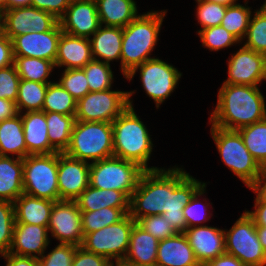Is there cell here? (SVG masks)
I'll use <instances>...</instances> for the list:
<instances>
[{"mask_svg":"<svg viewBox=\"0 0 266 266\" xmlns=\"http://www.w3.org/2000/svg\"><path fill=\"white\" fill-rule=\"evenodd\" d=\"M206 183L181 168L146 170L130 197L129 215L137 221L150 215H163L177 233L187 229L183 209Z\"/></svg>","mask_w":266,"mask_h":266,"instance_id":"6da1fadb","label":"cell"},{"mask_svg":"<svg viewBox=\"0 0 266 266\" xmlns=\"http://www.w3.org/2000/svg\"><path fill=\"white\" fill-rule=\"evenodd\" d=\"M217 101L210 116L213 126L239 130L266 118L265 100L258 86L223 83Z\"/></svg>","mask_w":266,"mask_h":266,"instance_id":"7a4b0ae2","label":"cell"},{"mask_svg":"<svg viewBox=\"0 0 266 266\" xmlns=\"http://www.w3.org/2000/svg\"><path fill=\"white\" fill-rule=\"evenodd\" d=\"M128 92L129 106L112 122L113 155L139 164L145 170H157L148 167L147 162L152 152V141L147 128L138 118Z\"/></svg>","mask_w":266,"mask_h":266,"instance_id":"3957f363","label":"cell"},{"mask_svg":"<svg viewBox=\"0 0 266 266\" xmlns=\"http://www.w3.org/2000/svg\"><path fill=\"white\" fill-rule=\"evenodd\" d=\"M166 11L138 15L123 28L121 71L126 77L135 67L151 59L148 57L157 44Z\"/></svg>","mask_w":266,"mask_h":266,"instance_id":"277c9868","label":"cell"},{"mask_svg":"<svg viewBox=\"0 0 266 266\" xmlns=\"http://www.w3.org/2000/svg\"><path fill=\"white\" fill-rule=\"evenodd\" d=\"M64 153L81 161L92 160L91 163L114 156L112 123L76 120Z\"/></svg>","mask_w":266,"mask_h":266,"instance_id":"5b68a950","label":"cell"},{"mask_svg":"<svg viewBox=\"0 0 266 266\" xmlns=\"http://www.w3.org/2000/svg\"><path fill=\"white\" fill-rule=\"evenodd\" d=\"M145 171L135 162L112 156L90 163L89 185L121 191L130 199Z\"/></svg>","mask_w":266,"mask_h":266,"instance_id":"8992f818","label":"cell"},{"mask_svg":"<svg viewBox=\"0 0 266 266\" xmlns=\"http://www.w3.org/2000/svg\"><path fill=\"white\" fill-rule=\"evenodd\" d=\"M211 126L212 138L224 164L249 188L263 168L248 151L237 130Z\"/></svg>","mask_w":266,"mask_h":266,"instance_id":"52a82bcc","label":"cell"},{"mask_svg":"<svg viewBox=\"0 0 266 266\" xmlns=\"http://www.w3.org/2000/svg\"><path fill=\"white\" fill-rule=\"evenodd\" d=\"M58 152L28 155L23 159L24 194L59 201Z\"/></svg>","mask_w":266,"mask_h":266,"instance_id":"ba28073f","label":"cell"},{"mask_svg":"<svg viewBox=\"0 0 266 266\" xmlns=\"http://www.w3.org/2000/svg\"><path fill=\"white\" fill-rule=\"evenodd\" d=\"M136 221L127 214L119 222L84 236L82 246L86 251L107 257L112 263L123 262Z\"/></svg>","mask_w":266,"mask_h":266,"instance_id":"9c48e42d","label":"cell"},{"mask_svg":"<svg viewBox=\"0 0 266 266\" xmlns=\"http://www.w3.org/2000/svg\"><path fill=\"white\" fill-rule=\"evenodd\" d=\"M224 233L227 254L235 256L246 266L266 265V253L259 241L256 225L246 211Z\"/></svg>","mask_w":266,"mask_h":266,"instance_id":"30bf717a","label":"cell"},{"mask_svg":"<svg viewBox=\"0 0 266 266\" xmlns=\"http://www.w3.org/2000/svg\"><path fill=\"white\" fill-rule=\"evenodd\" d=\"M128 106V92H89L77 101L75 119L112 123Z\"/></svg>","mask_w":266,"mask_h":266,"instance_id":"8fae6325","label":"cell"},{"mask_svg":"<svg viewBox=\"0 0 266 266\" xmlns=\"http://www.w3.org/2000/svg\"><path fill=\"white\" fill-rule=\"evenodd\" d=\"M138 69L143 88L155 101L157 108L170 96L182 76L173 65L158 58H151L135 67L125 78L131 80Z\"/></svg>","mask_w":266,"mask_h":266,"instance_id":"7c38bea8","label":"cell"},{"mask_svg":"<svg viewBox=\"0 0 266 266\" xmlns=\"http://www.w3.org/2000/svg\"><path fill=\"white\" fill-rule=\"evenodd\" d=\"M59 20L51 13L32 6L1 11V30L12 40L26 33L52 30Z\"/></svg>","mask_w":266,"mask_h":266,"instance_id":"4fadbf2b","label":"cell"},{"mask_svg":"<svg viewBox=\"0 0 266 266\" xmlns=\"http://www.w3.org/2000/svg\"><path fill=\"white\" fill-rule=\"evenodd\" d=\"M48 231L63 244L82 246L81 211L75 201H55L50 214Z\"/></svg>","mask_w":266,"mask_h":266,"instance_id":"5bb4252c","label":"cell"},{"mask_svg":"<svg viewBox=\"0 0 266 266\" xmlns=\"http://www.w3.org/2000/svg\"><path fill=\"white\" fill-rule=\"evenodd\" d=\"M226 84L258 86L266 80V55L242 47L228 62Z\"/></svg>","mask_w":266,"mask_h":266,"instance_id":"9a60e30c","label":"cell"},{"mask_svg":"<svg viewBox=\"0 0 266 266\" xmlns=\"http://www.w3.org/2000/svg\"><path fill=\"white\" fill-rule=\"evenodd\" d=\"M90 163L58 152L59 200L75 201L89 186Z\"/></svg>","mask_w":266,"mask_h":266,"instance_id":"2e32d148","label":"cell"},{"mask_svg":"<svg viewBox=\"0 0 266 266\" xmlns=\"http://www.w3.org/2000/svg\"><path fill=\"white\" fill-rule=\"evenodd\" d=\"M60 23L46 32L26 33L12 39L13 56L34 57L55 63L62 33Z\"/></svg>","mask_w":266,"mask_h":266,"instance_id":"e0dca14e","label":"cell"},{"mask_svg":"<svg viewBox=\"0 0 266 266\" xmlns=\"http://www.w3.org/2000/svg\"><path fill=\"white\" fill-rule=\"evenodd\" d=\"M61 29L76 37L91 38L101 26L95 1H71L59 19Z\"/></svg>","mask_w":266,"mask_h":266,"instance_id":"ac0fdd59","label":"cell"},{"mask_svg":"<svg viewBox=\"0 0 266 266\" xmlns=\"http://www.w3.org/2000/svg\"><path fill=\"white\" fill-rule=\"evenodd\" d=\"M184 234L201 266L226 253L224 230L200 225L187 228Z\"/></svg>","mask_w":266,"mask_h":266,"instance_id":"d6986e66","label":"cell"},{"mask_svg":"<svg viewBox=\"0 0 266 266\" xmlns=\"http://www.w3.org/2000/svg\"><path fill=\"white\" fill-rule=\"evenodd\" d=\"M49 242L47 227L15 223L9 253L39 259V256L41 257L44 254Z\"/></svg>","mask_w":266,"mask_h":266,"instance_id":"ffe728a7","label":"cell"},{"mask_svg":"<svg viewBox=\"0 0 266 266\" xmlns=\"http://www.w3.org/2000/svg\"><path fill=\"white\" fill-rule=\"evenodd\" d=\"M93 60L89 38L76 37L62 32L58 43L55 67L83 68Z\"/></svg>","mask_w":266,"mask_h":266,"instance_id":"44dd1931","label":"cell"},{"mask_svg":"<svg viewBox=\"0 0 266 266\" xmlns=\"http://www.w3.org/2000/svg\"><path fill=\"white\" fill-rule=\"evenodd\" d=\"M156 266H201L184 233L158 243Z\"/></svg>","mask_w":266,"mask_h":266,"instance_id":"7402d4cb","label":"cell"},{"mask_svg":"<svg viewBox=\"0 0 266 266\" xmlns=\"http://www.w3.org/2000/svg\"><path fill=\"white\" fill-rule=\"evenodd\" d=\"M21 119L23 122L27 156L57 152L49 142L46 112H25L24 115H21Z\"/></svg>","mask_w":266,"mask_h":266,"instance_id":"603a6c76","label":"cell"},{"mask_svg":"<svg viewBox=\"0 0 266 266\" xmlns=\"http://www.w3.org/2000/svg\"><path fill=\"white\" fill-rule=\"evenodd\" d=\"M159 240L140 226H133L123 263L129 266H156Z\"/></svg>","mask_w":266,"mask_h":266,"instance_id":"cb8c5ba5","label":"cell"},{"mask_svg":"<svg viewBox=\"0 0 266 266\" xmlns=\"http://www.w3.org/2000/svg\"><path fill=\"white\" fill-rule=\"evenodd\" d=\"M55 201L21 194L14 202L15 223L35 224L48 228Z\"/></svg>","mask_w":266,"mask_h":266,"instance_id":"d4e9b609","label":"cell"},{"mask_svg":"<svg viewBox=\"0 0 266 266\" xmlns=\"http://www.w3.org/2000/svg\"><path fill=\"white\" fill-rule=\"evenodd\" d=\"M122 37L123 28L101 25L90 39L93 59L102 58V62L107 64L112 60L121 59Z\"/></svg>","mask_w":266,"mask_h":266,"instance_id":"484cf974","label":"cell"},{"mask_svg":"<svg viewBox=\"0 0 266 266\" xmlns=\"http://www.w3.org/2000/svg\"><path fill=\"white\" fill-rule=\"evenodd\" d=\"M23 193V159L0 156V201L14 202Z\"/></svg>","mask_w":266,"mask_h":266,"instance_id":"4316f807","label":"cell"},{"mask_svg":"<svg viewBox=\"0 0 266 266\" xmlns=\"http://www.w3.org/2000/svg\"><path fill=\"white\" fill-rule=\"evenodd\" d=\"M130 199L121 191L98 189L88 186L75 200L80 211H95L101 208H129Z\"/></svg>","mask_w":266,"mask_h":266,"instance_id":"83f0119b","label":"cell"},{"mask_svg":"<svg viewBox=\"0 0 266 266\" xmlns=\"http://www.w3.org/2000/svg\"><path fill=\"white\" fill-rule=\"evenodd\" d=\"M95 2L101 25L124 28L138 16L134 0H95Z\"/></svg>","mask_w":266,"mask_h":266,"instance_id":"f1b7e54d","label":"cell"},{"mask_svg":"<svg viewBox=\"0 0 266 266\" xmlns=\"http://www.w3.org/2000/svg\"><path fill=\"white\" fill-rule=\"evenodd\" d=\"M8 153L14 154L21 159L27 156L20 113L0 122V156H8Z\"/></svg>","mask_w":266,"mask_h":266,"instance_id":"f546056e","label":"cell"},{"mask_svg":"<svg viewBox=\"0 0 266 266\" xmlns=\"http://www.w3.org/2000/svg\"><path fill=\"white\" fill-rule=\"evenodd\" d=\"M75 121V115L46 112L49 142L57 152L64 153L67 150Z\"/></svg>","mask_w":266,"mask_h":266,"instance_id":"4dcf8cb0","label":"cell"},{"mask_svg":"<svg viewBox=\"0 0 266 266\" xmlns=\"http://www.w3.org/2000/svg\"><path fill=\"white\" fill-rule=\"evenodd\" d=\"M244 145L262 167H266V118L237 130Z\"/></svg>","mask_w":266,"mask_h":266,"instance_id":"1f68e13d","label":"cell"},{"mask_svg":"<svg viewBox=\"0 0 266 266\" xmlns=\"http://www.w3.org/2000/svg\"><path fill=\"white\" fill-rule=\"evenodd\" d=\"M48 84L20 79L15 101L18 113H22V108L26 112L42 111Z\"/></svg>","mask_w":266,"mask_h":266,"instance_id":"d6a6232c","label":"cell"},{"mask_svg":"<svg viewBox=\"0 0 266 266\" xmlns=\"http://www.w3.org/2000/svg\"><path fill=\"white\" fill-rule=\"evenodd\" d=\"M13 64L20 79L39 83H51L47 78L51 74L55 63L34 57L13 56Z\"/></svg>","mask_w":266,"mask_h":266,"instance_id":"836d02e7","label":"cell"},{"mask_svg":"<svg viewBox=\"0 0 266 266\" xmlns=\"http://www.w3.org/2000/svg\"><path fill=\"white\" fill-rule=\"evenodd\" d=\"M129 214V208H101L95 211H81L82 231L84 236L115 224Z\"/></svg>","mask_w":266,"mask_h":266,"instance_id":"e575fe53","label":"cell"},{"mask_svg":"<svg viewBox=\"0 0 266 266\" xmlns=\"http://www.w3.org/2000/svg\"><path fill=\"white\" fill-rule=\"evenodd\" d=\"M77 101L60 83L51 82L47 86L43 112H56L64 115L76 114Z\"/></svg>","mask_w":266,"mask_h":266,"instance_id":"d590c367","label":"cell"},{"mask_svg":"<svg viewBox=\"0 0 266 266\" xmlns=\"http://www.w3.org/2000/svg\"><path fill=\"white\" fill-rule=\"evenodd\" d=\"M251 13L250 8L246 4L245 6L241 4L227 6L221 26L241 42L246 36L249 21L252 18Z\"/></svg>","mask_w":266,"mask_h":266,"instance_id":"8d00e7d4","label":"cell"},{"mask_svg":"<svg viewBox=\"0 0 266 266\" xmlns=\"http://www.w3.org/2000/svg\"><path fill=\"white\" fill-rule=\"evenodd\" d=\"M82 69L85 72L90 92L105 91L111 88L113 73L110 64L93 59Z\"/></svg>","mask_w":266,"mask_h":266,"instance_id":"74e56055","label":"cell"},{"mask_svg":"<svg viewBox=\"0 0 266 266\" xmlns=\"http://www.w3.org/2000/svg\"><path fill=\"white\" fill-rule=\"evenodd\" d=\"M244 47L266 55V12L261 8L250 18Z\"/></svg>","mask_w":266,"mask_h":266,"instance_id":"f35d334b","label":"cell"},{"mask_svg":"<svg viewBox=\"0 0 266 266\" xmlns=\"http://www.w3.org/2000/svg\"><path fill=\"white\" fill-rule=\"evenodd\" d=\"M198 35L201 38L202 46L209 48L211 51H218L240 42L221 25L200 29Z\"/></svg>","mask_w":266,"mask_h":266,"instance_id":"ab89813d","label":"cell"},{"mask_svg":"<svg viewBox=\"0 0 266 266\" xmlns=\"http://www.w3.org/2000/svg\"><path fill=\"white\" fill-rule=\"evenodd\" d=\"M15 225L14 204L0 201V254L9 253Z\"/></svg>","mask_w":266,"mask_h":266,"instance_id":"60d3db41","label":"cell"},{"mask_svg":"<svg viewBox=\"0 0 266 266\" xmlns=\"http://www.w3.org/2000/svg\"><path fill=\"white\" fill-rule=\"evenodd\" d=\"M58 82L76 101L90 92L88 81L82 68L65 69Z\"/></svg>","mask_w":266,"mask_h":266,"instance_id":"b9f144b4","label":"cell"},{"mask_svg":"<svg viewBox=\"0 0 266 266\" xmlns=\"http://www.w3.org/2000/svg\"><path fill=\"white\" fill-rule=\"evenodd\" d=\"M197 20L200 22L202 29L220 26L225 16L227 6L215 2L197 0Z\"/></svg>","mask_w":266,"mask_h":266,"instance_id":"7bdbcfd3","label":"cell"},{"mask_svg":"<svg viewBox=\"0 0 266 266\" xmlns=\"http://www.w3.org/2000/svg\"><path fill=\"white\" fill-rule=\"evenodd\" d=\"M136 224L159 241L177 234L163 215L146 216L138 219Z\"/></svg>","mask_w":266,"mask_h":266,"instance_id":"ee69618b","label":"cell"},{"mask_svg":"<svg viewBox=\"0 0 266 266\" xmlns=\"http://www.w3.org/2000/svg\"><path fill=\"white\" fill-rule=\"evenodd\" d=\"M77 245L58 244L48 255L39 257V266H72Z\"/></svg>","mask_w":266,"mask_h":266,"instance_id":"f6af8a7d","label":"cell"},{"mask_svg":"<svg viewBox=\"0 0 266 266\" xmlns=\"http://www.w3.org/2000/svg\"><path fill=\"white\" fill-rule=\"evenodd\" d=\"M20 76L15 65L0 68V98L15 102L18 96Z\"/></svg>","mask_w":266,"mask_h":266,"instance_id":"bcb514c9","label":"cell"},{"mask_svg":"<svg viewBox=\"0 0 266 266\" xmlns=\"http://www.w3.org/2000/svg\"><path fill=\"white\" fill-rule=\"evenodd\" d=\"M206 184H204L200 190H198L193 197L191 198L190 202L183 209V214L186 220L187 228L199 226L198 224L201 222H206L209 217H207L206 213H204L209 204H205L201 207L199 201L197 200L199 196L203 195L205 192ZM206 215V217H205Z\"/></svg>","mask_w":266,"mask_h":266,"instance_id":"7dc6e473","label":"cell"},{"mask_svg":"<svg viewBox=\"0 0 266 266\" xmlns=\"http://www.w3.org/2000/svg\"><path fill=\"white\" fill-rule=\"evenodd\" d=\"M112 262L105 256L86 251L78 246L73 257L72 266H112Z\"/></svg>","mask_w":266,"mask_h":266,"instance_id":"c3c4849f","label":"cell"},{"mask_svg":"<svg viewBox=\"0 0 266 266\" xmlns=\"http://www.w3.org/2000/svg\"><path fill=\"white\" fill-rule=\"evenodd\" d=\"M71 0H31L30 6L53 14L58 20L65 14Z\"/></svg>","mask_w":266,"mask_h":266,"instance_id":"681fc988","label":"cell"},{"mask_svg":"<svg viewBox=\"0 0 266 266\" xmlns=\"http://www.w3.org/2000/svg\"><path fill=\"white\" fill-rule=\"evenodd\" d=\"M13 61L12 40L0 29V68L12 65Z\"/></svg>","mask_w":266,"mask_h":266,"instance_id":"f907efd6","label":"cell"},{"mask_svg":"<svg viewBox=\"0 0 266 266\" xmlns=\"http://www.w3.org/2000/svg\"><path fill=\"white\" fill-rule=\"evenodd\" d=\"M6 259V266H39L37 258L19 256L13 253H5L2 255Z\"/></svg>","mask_w":266,"mask_h":266,"instance_id":"816d5d0a","label":"cell"},{"mask_svg":"<svg viewBox=\"0 0 266 266\" xmlns=\"http://www.w3.org/2000/svg\"><path fill=\"white\" fill-rule=\"evenodd\" d=\"M255 211H246L256 226L266 227V201L255 200Z\"/></svg>","mask_w":266,"mask_h":266,"instance_id":"f5cc1de1","label":"cell"},{"mask_svg":"<svg viewBox=\"0 0 266 266\" xmlns=\"http://www.w3.org/2000/svg\"><path fill=\"white\" fill-rule=\"evenodd\" d=\"M249 188L257 193L255 200L266 201V167L262 169L255 182Z\"/></svg>","mask_w":266,"mask_h":266,"instance_id":"db71d44e","label":"cell"},{"mask_svg":"<svg viewBox=\"0 0 266 266\" xmlns=\"http://www.w3.org/2000/svg\"><path fill=\"white\" fill-rule=\"evenodd\" d=\"M203 266H246L241 261H239L235 256L229 255L227 253L222 254L204 264Z\"/></svg>","mask_w":266,"mask_h":266,"instance_id":"11a10c76","label":"cell"},{"mask_svg":"<svg viewBox=\"0 0 266 266\" xmlns=\"http://www.w3.org/2000/svg\"><path fill=\"white\" fill-rule=\"evenodd\" d=\"M18 114L15 102L0 98V122Z\"/></svg>","mask_w":266,"mask_h":266,"instance_id":"9f6ffc18","label":"cell"},{"mask_svg":"<svg viewBox=\"0 0 266 266\" xmlns=\"http://www.w3.org/2000/svg\"><path fill=\"white\" fill-rule=\"evenodd\" d=\"M30 1L31 0H3L0 3V11L18 7H27L30 6Z\"/></svg>","mask_w":266,"mask_h":266,"instance_id":"6f0895ef","label":"cell"},{"mask_svg":"<svg viewBox=\"0 0 266 266\" xmlns=\"http://www.w3.org/2000/svg\"><path fill=\"white\" fill-rule=\"evenodd\" d=\"M256 231L259 237V241L262 245L264 252L266 253V227L256 226Z\"/></svg>","mask_w":266,"mask_h":266,"instance_id":"680465c9","label":"cell"},{"mask_svg":"<svg viewBox=\"0 0 266 266\" xmlns=\"http://www.w3.org/2000/svg\"><path fill=\"white\" fill-rule=\"evenodd\" d=\"M205 1H210V2H215L218 4H222L225 6H230V5H235L237 0H205Z\"/></svg>","mask_w":266,"mask_h":266,"instance_id":"91938a15","label":"cell"},{"mask_svg":"<svg viewBox=\"0 0 266 266\" xmlns=\"http://www.w3.org/2000/svg\"><path fill=\"white\" fill-rule=\"evenodd\" d=\"M115 265L116 266H129V265L124 264L123 262H116ZM115 265H114V262H113L112 266H115Z\"/></svg>","mask_w":266,"mask_h":266,"instance_id":"94428289","label":"cell"},{"mask_svg":"<svg viewBox=\"0 0 266 266\" xmlns=\"http://www.w3.org/2000/svg\"><path fill=\"white\" fill-rule=\"evenodd\" d=\"M261 9L266 12V2L263 4V6L261 7Z\"/></svg>","mask_w":266,"mask_h":266,"instance_id":"6125c7cd","label":"cell"},{"mask_svg":"<svg viewBox=\"0 0 266 266\" xmlns=\"http://www.w3.org/2000/svg\"><path fill=\"white\" fill-rule=\"evenodd\" d=\"M71 1H81V0H71ZM86 1H95V0H86Z\"/></svg>","mask_w":266,"mask_h":266,"instance_id":"be15d7a7","label":"cell"},{"mask_svg":"<svg viewBox=\"0 0 266 266\" xmlns=\"http://www.w3.org/2000/svg\"><path fill=\"white\" fill-rule=\"evenodd\" d=\"M0 29H1V11H0Z\"/></svg>","mask_w":266,"mask_h":266,"instance_id":"e7e4bbea","label":"cell"}]
</instances>
